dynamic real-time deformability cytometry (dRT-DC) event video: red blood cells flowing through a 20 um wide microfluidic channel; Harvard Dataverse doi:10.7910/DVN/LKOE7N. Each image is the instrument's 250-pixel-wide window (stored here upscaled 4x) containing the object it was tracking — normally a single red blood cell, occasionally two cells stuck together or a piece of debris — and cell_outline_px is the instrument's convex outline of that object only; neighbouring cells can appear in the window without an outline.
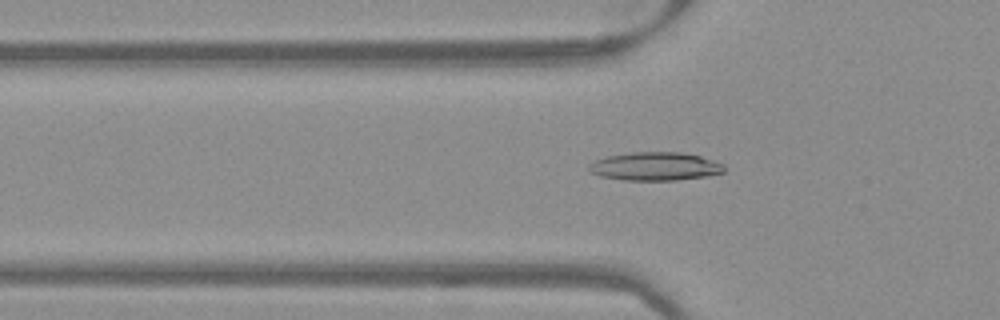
{"species": "Egyptian fruit bat (a non-hibernating species)", "species_latin": "Rousettus aegyptiacus", "temperature_condition": "warm", "stored_images_in_passage": 52, "camera_frame_rate_fps": 3000, "um_per_image_px": 0.085, "frame": {"image": 1, "passage_image": 18, "time_ms": 5.667, "image_size_px": [1000, 320], "cell_outline_px": [[724, 172], [708, 176], [676, 180], [624, 180], [600, 176], [592, 172], [588, 168], [588, 164], [596, 160], [608, 156], [632, 152], [680, 152], [700, 156], [724, 164]], "centroid_in_image_um": [55.7, 14.14], "position_along_channel_um": 70.1, "area_um2": 22.25}}
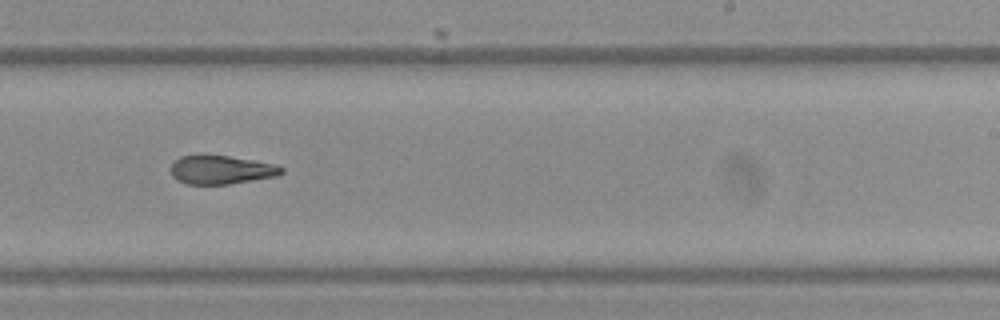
{"frame": {"image": 2, "passage_image": 33, "time_ms": 10.667, "image_size_px": [1000, 320], "cell_outline_px": [[284, 172], [280, 176], [228, 184], [188, 184], [176, 180], [172, 176], [172, 164], [180, 156], [228, 156], [276, 164], [284, 168]], "centroid_in_image_um": [18.86, 14.45], "position_along_channel_um": 270.1, "area_um2": 18.32}}
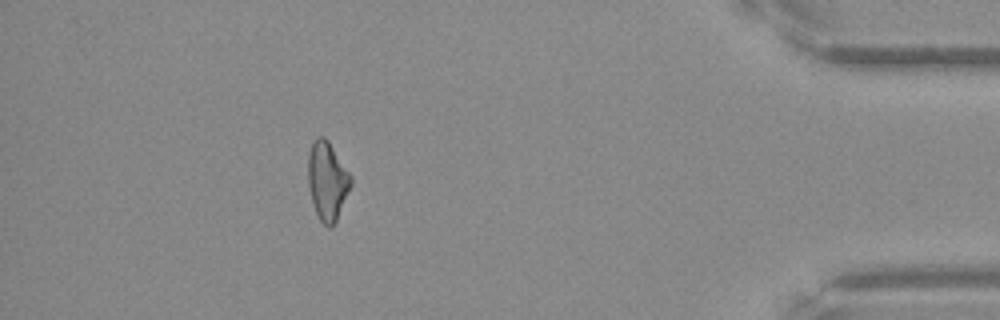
{"frame": {"image": 3, "passage_image": 47, "time_ms": 15.333, "image_size_px": [1000, 320], "cell_outline_px": [[352, 184], [336, 220], [332, 228], [328, 228], [320, 220], [316, 212], [312, 200], [308, 184], [308, 152], [312, 140], [316, 136], [324, 136], [328, 140], [352, 176]], "centroid_in_image_um": [27.81, 15.33], "position_along_channel_um": 407.4, "area_um2": 19.65}}